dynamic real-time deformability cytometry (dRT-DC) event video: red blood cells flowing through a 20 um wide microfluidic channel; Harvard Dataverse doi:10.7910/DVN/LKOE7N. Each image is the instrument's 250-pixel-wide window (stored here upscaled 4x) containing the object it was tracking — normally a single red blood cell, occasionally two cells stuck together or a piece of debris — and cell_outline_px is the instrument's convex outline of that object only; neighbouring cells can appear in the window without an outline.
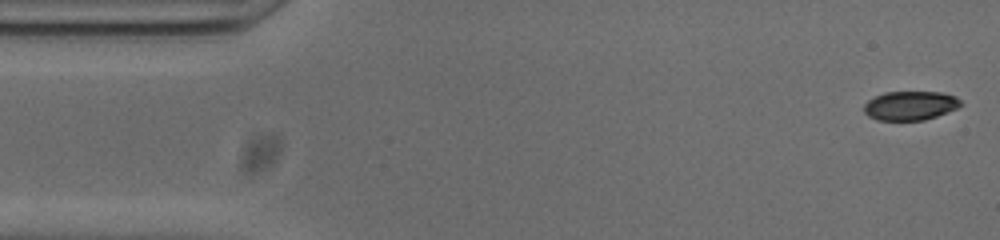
{"species": "common noctule bat (a hibernating species)", "species_latin": "Nyctalus noctula", "temperature_condition": "cold", "stored_images_in_passage": 52, "camera_frame_rate_fps": 3000, "um_per_image_px": 0.085, "animal": {"sex": "male", "body_mass_g": 20.0, "forearm_length_mm": 53.3}, "frame": {"image": 1, "passage_image": 1, "time_ms": 0.0, "image_size_px": [1000, 240], "cell_outline_px": [[964, 104], [948, 112], [924, 120], [876, 120], [868, 116], [864, 112], [864, 104], [868, 100], [884, 92], [940, 92], [956, 96]], "centroid_in_image_um": [77.37, 8.97], "position_along_channel_um": 7.6, "area_um2": 16.42}}
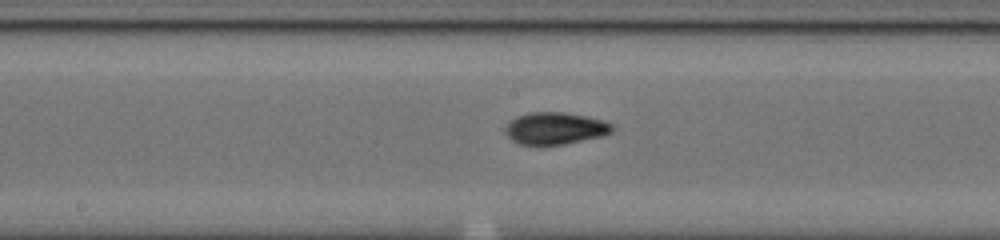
{"frame": {"image": 2, "passage_image": 25, "time_ms": 8.0, "image_size_px": [1000, 240], "cell_outline_px": [[616, 128], [612, 132], [600, 136], [564, 144], [540, 148], [520, 144], [512, 140], [504, 132], [504, 128], [516, 116], [528, 112], [564, 112], [604, 120], [612, 124]], "centroid_in_image_um": [47.15, 10.94], "position_along_channel_um": 201.0, "area_um2": 20.46}}
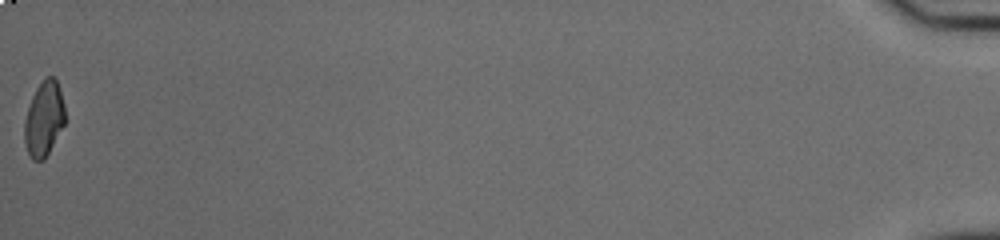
{"frame": {"image": 3, "passage_image": 52, "time_ms": 17.0, "image_size_px": [1000, 240], "cell_outline_px": [[64, 124], [44, 160], [32, 160], [28, 152], [24, 140], [24, 120], [32, 96], [36, 88], [44, 76], [56, 76], [64, 104]], "centroid_in_image_um": [3.73, 10.06], "position_along_channel_um": 431.5, "area_um2": 17.69}, "authors_computed_cell_mechanics": {"area_um2": 18.6694, "velocity_mm_per_s": 3.827, "shape_relaxation_time_tau1_ms": 8.8689, "shape_relaxation_time_tau2_ms": 2.1607, "deformation_change_tau1": 0.2585, "deformation_change_tau2": 0.0632}}